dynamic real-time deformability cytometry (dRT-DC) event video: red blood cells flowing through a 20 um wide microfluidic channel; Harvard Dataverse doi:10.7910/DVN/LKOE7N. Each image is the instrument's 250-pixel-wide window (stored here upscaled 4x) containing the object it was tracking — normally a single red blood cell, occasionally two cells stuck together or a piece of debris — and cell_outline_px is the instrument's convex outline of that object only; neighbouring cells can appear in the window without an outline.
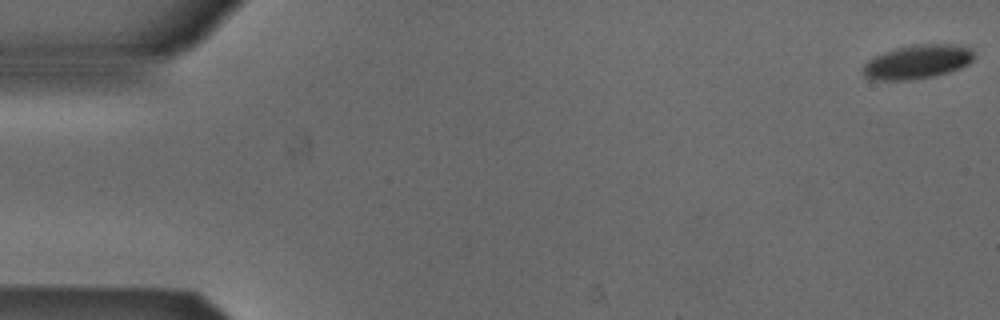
{"species": "Egyptian fruit bat (a non-hibernating species)", "species_latin": "Rousettus aegyptiacus", "temperature_condition": "cold", "stored_images_in_passage": 12, "camera_frame_rate_fps": 3000, "um_per_image_px": 0.085, "animal": {"sex": "male"}, "frame": {"image": 1, "passage_image": 1, "time_ms": 0.0, "image_size_px": [1000, 320], "cell_outline_px": [[972, 60], [968, 64], [960, 68], [948, 72], [932, 76], [908, 80], [868, 80], [864, 76], [864, 64], [868, 60], [884, 52], [896, 48], [920, 44], [952, 44], [972, 48]], "centroid_in_image_um": [77.96, 5.26], "position_along_channel_um": 7.0, "area_um2": 21.73}}